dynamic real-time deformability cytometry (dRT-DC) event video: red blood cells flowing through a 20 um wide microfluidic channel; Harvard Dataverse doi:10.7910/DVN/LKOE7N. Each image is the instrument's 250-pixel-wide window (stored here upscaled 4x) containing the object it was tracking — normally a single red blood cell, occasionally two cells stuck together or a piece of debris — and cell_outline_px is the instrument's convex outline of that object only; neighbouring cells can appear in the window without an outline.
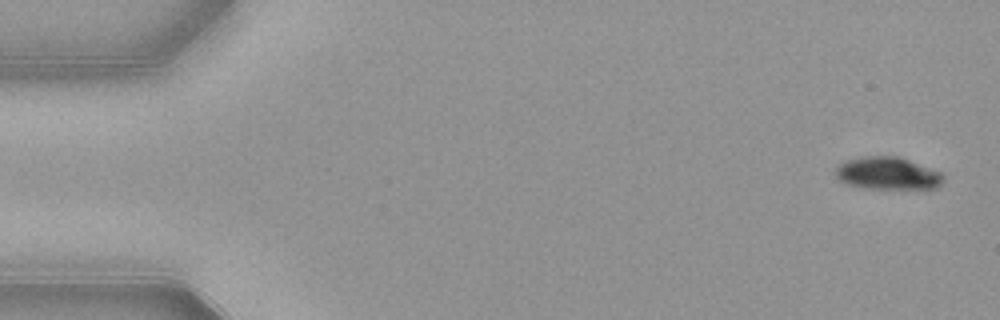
{"species": "common noctule bat (a hibernating species)", "species_latin": "Nyctalus noctula", "temperature_condition": "warm", "stored_images_in_passage": 51, "camera_frame_rate_fps": 3000, "um_per_image_px": 0.085, "animal": {"sex": "female", "body_mass_g": 21.9}, "frame": {"image": 1, "passage_image": 1, "time_ms": 0.0, "image_size_px": [1000, 320], "cell_outline_px": [[944, 180], [936, 188], [864, 188], [844, 184], [832, 172], [844, 160], [864, 156], [900, 156], [940, 172], [944, 176]], "centroid_in_image_um": [75.4, 14.72], "position_along_channel_um": 9.6, "area_um2": 20.52}}
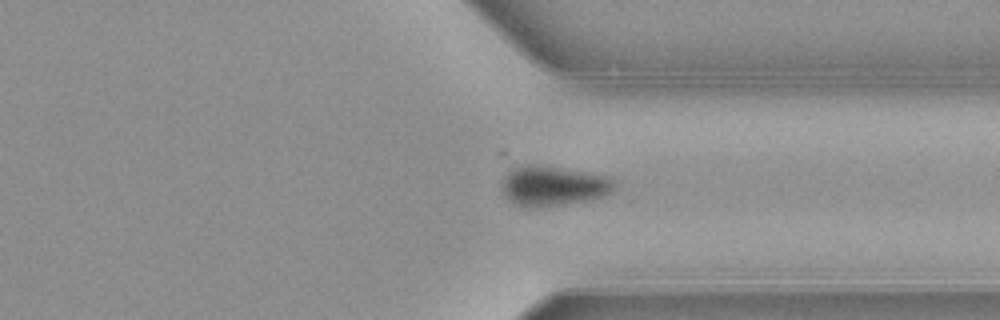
{"frame": {"image": 2, "passage_image": 39, "time_ms": 12.667, "image_size_px": [1000, 320], "cell_outline_px": [[612, 192], [604, 196], [592, 200], [556, 204], [516, 204], [508, 200], [504, 192], [504, 176], [512, 168], [528, 164], [536, 164], [608, 176], [612, 180]], "centroid_in_image_um": [47.04, 15.75], "position_along_channel_um": 364.4, "area_um2": 25.03}}
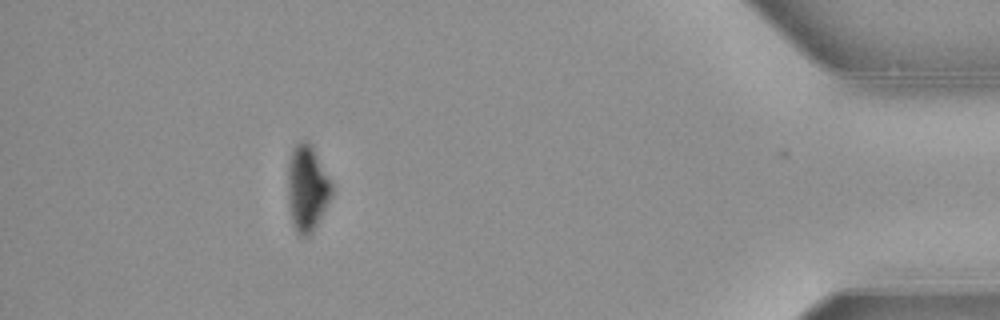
{"frame": {"image": 3, "passage_image": 47, "time_ms": 15.333, "image_size_px": [1000, 320], "cell_outline_px": [[332, 196], [312, 232], [308, 236], [300, 236], [296, 232], [292, 224], [288, 204], [288, 156], [292, 148], [300, 140], [308, 140], [312, 144], [332, 184]], "centroid_in_image_um": [26.08, 15.96], "position_along_channel_um": 409.1, "area_um2": 22.25}, "authors_computed_cell_mechanics": {"area_um2": 25.0274, "velocity_mm_per_s": 3.8744, "shape_relaxation_time_tau1_ms": 1.9523, "shape_relaxation_time_tau2_ms": null, "deformation_change_tau1": 0.1005, "deformation_change_tau2": null}}